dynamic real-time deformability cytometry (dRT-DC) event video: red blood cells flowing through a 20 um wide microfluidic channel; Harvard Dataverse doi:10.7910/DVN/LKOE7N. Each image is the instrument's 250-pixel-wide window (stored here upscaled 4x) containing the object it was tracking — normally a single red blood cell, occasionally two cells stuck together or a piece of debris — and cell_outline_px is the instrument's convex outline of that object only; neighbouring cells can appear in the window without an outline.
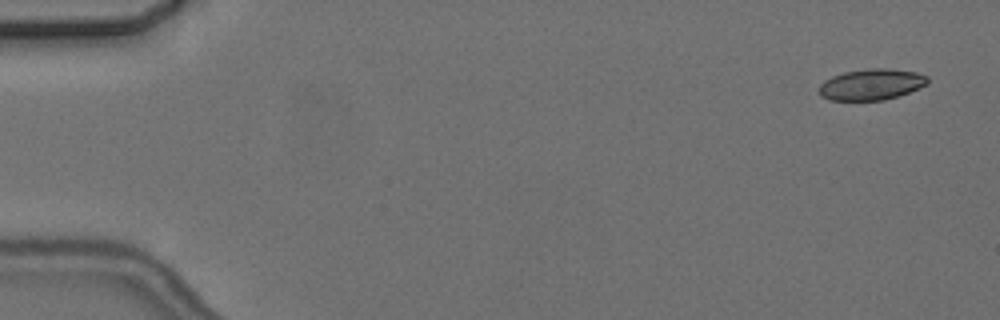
{"species": "common noctule bat (a hibernating species)", "species_latin": "Nyctalus noctula", "temperature_condition": "cold", "stored_images_in_passage": 6, "camera_frame_rate_fps": 3000, "um_per_image_px": 0.085, "animal": {"sex": "female", "body_mass_g": 24.6, "forearm_length_mm": 56.2}, "frame": {"image": 1, "passage_image": 1, "time_ms": 0.0, "image_size_px": [1000, 320], "cell_outline_px": [[928, 84], [908, 92], [884, 100], [828, 100], [820, 96], [820, 84], [824, 80], [832, 76], [844, 72], [868, 68], [888, 68], [916, 72], [928, 76]], "centroid_in_image_um": [74.06, 7.17], "position_along_channel_um": 10.9, "area_um2": 19.65}}